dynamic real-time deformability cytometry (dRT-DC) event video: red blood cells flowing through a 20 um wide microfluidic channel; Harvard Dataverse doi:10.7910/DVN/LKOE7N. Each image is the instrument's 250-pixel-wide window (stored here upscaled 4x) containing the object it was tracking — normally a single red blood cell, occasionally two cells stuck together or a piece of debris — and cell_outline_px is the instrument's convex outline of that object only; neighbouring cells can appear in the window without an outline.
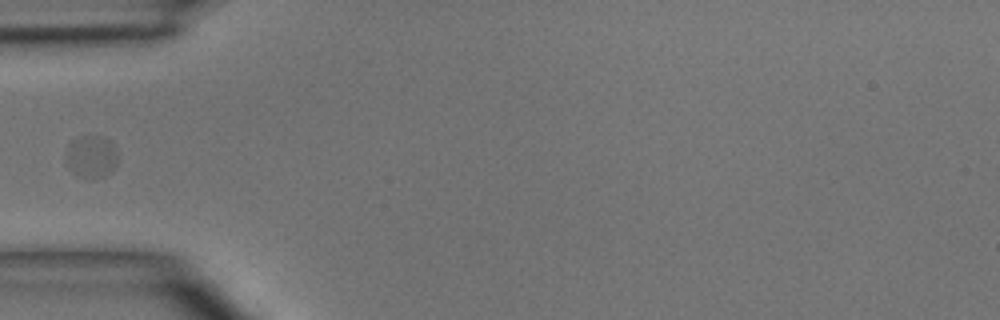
{"species": "common noctule bat (a hibernating species)", "species_latin": "Nyctalus noctula", "temperature_condition": "room temperature", "stored_images_in_passage": 2, "camera_frame_rate_fps": 3000, "um_per_image_px": 0.085, "animal": {"sex": "male", "body_mass_g": 15.6}, "frame": {"image": 1, "passage_image": 1, "time_ms": 0.0, "image_size_px": [1000, 320], "cell_outline_px": [[116, 168], [112, 172], [92, 180], [80, 176], [72, 172], [68, 168], [64, 156], [68, 144], [72, 140], [80, 136], [104, 136], [112, 144], [116, 152]], "centroid_in_image_um": [7.72, 13.32], "position_along_channel_um": 77.3, "area_um2": 13.06}}
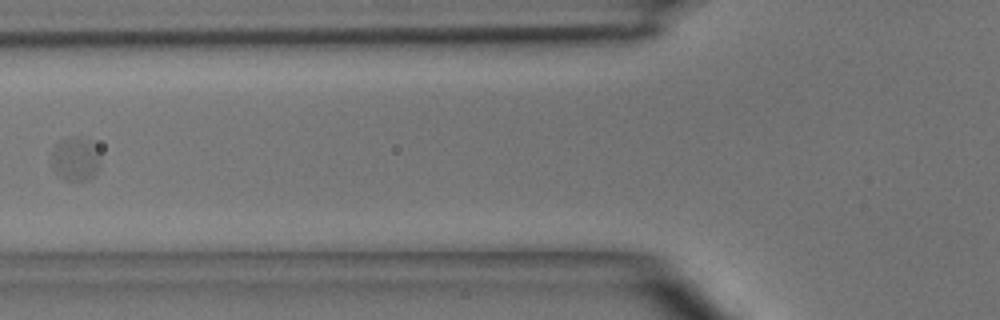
{"frame": {"image": 2, "passage_image": 2, "time_ms": 1.0, "image_size_px": [1000, 320], "cell_outline_px": [[100, 164], [96, 172], [88, 180], [64, 180], [56, 172], [52, 164], [52, 152], [56, 144], [60, 140], [76, 136], [88, 140], [96, 148], [100, 156]], "centroid_in_image_um": [6.42, 13.51], "position_along_channel_um": 119.4, "area_um2": 12.25}}